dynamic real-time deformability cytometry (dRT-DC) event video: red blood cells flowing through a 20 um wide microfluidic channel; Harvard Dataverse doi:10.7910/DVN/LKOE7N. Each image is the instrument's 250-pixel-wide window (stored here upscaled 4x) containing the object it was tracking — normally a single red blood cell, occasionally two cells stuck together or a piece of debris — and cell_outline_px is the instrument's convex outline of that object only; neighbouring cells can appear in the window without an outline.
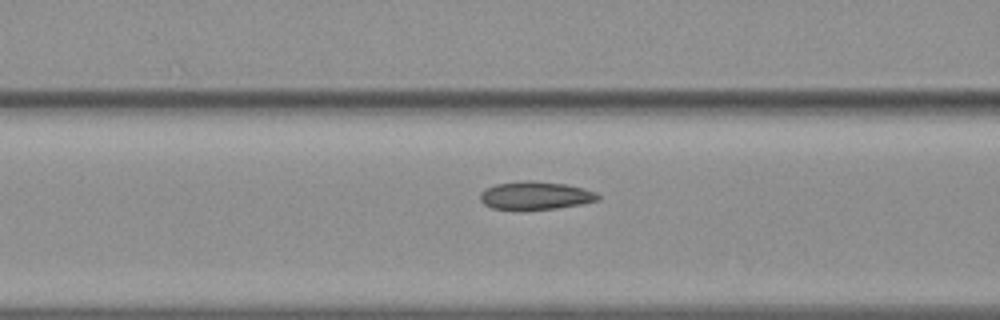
{"species": "common noctule bat (a hibernating species)", "species_latin": "Nyctalus noctula", "temperature_condition": "warm", "stored_images_in_passage": 18, "camera_frame_rate_fps": 3000, "um_per_image_px": 0.085, "animal": {"sex": "female", "body_mass_g": 19.3, "forearm_length_mm": 54.1}, "frame": {"image": 1, "passage_image": 16, "time_ms": 5.0, "image_size_px": [1000, 320], "cell_outline_px": [[600, 200], [580, 204], [556, 208], [492, 208], [484, 204], [480, 200], [480, 192], [496, 184], [524, 180], [532, 180], [564, 184], [584, 188], [596, 192], [600, 196]], "centroid_in_image_um": [45.54, 16.59], "position_along_channel_um": 121.1, "area_um2": 18.84}}